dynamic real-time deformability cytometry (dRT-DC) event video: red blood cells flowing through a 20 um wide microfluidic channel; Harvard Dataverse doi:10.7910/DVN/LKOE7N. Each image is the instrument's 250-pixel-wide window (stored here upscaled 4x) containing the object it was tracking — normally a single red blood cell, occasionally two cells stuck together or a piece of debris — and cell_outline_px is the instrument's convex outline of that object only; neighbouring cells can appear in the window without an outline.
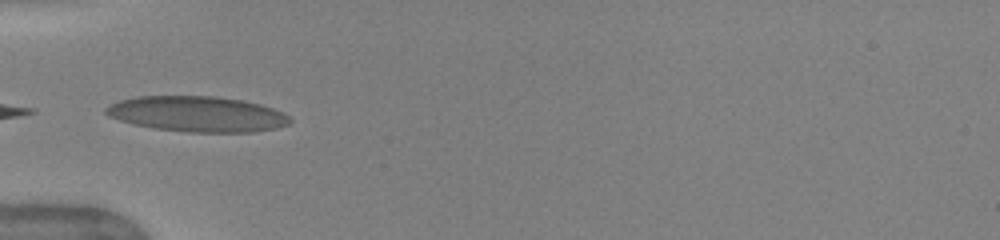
{"species": "human", "species_latin": "Homo sapiens", "temperature_condition": "warm", "stored_images_in_passage": 17, "camera_frame_rate_fps": 3000, "um_per_image_px": 0.085, "donor": {"sex": "female"}, "frame": {"image": 1, "passage_image": 1, "time_ms": 0.0, "image_size_px": [1000, 240], "cell_outline_px": [[292, 120], [288, 124], [276, 128], [252, 132], [188, 132], [152, 128], [132, 124], [108, 116], [104, 112], [104, 108], [120, 100], [136, 96], [216, 96], [244, 100], [260, 104], [272, 108], [288, 116]], "centroid_in_image_um": [16.74, 9.69], "position_along_channel_um": 68.3, "area_um2": 38.15}}